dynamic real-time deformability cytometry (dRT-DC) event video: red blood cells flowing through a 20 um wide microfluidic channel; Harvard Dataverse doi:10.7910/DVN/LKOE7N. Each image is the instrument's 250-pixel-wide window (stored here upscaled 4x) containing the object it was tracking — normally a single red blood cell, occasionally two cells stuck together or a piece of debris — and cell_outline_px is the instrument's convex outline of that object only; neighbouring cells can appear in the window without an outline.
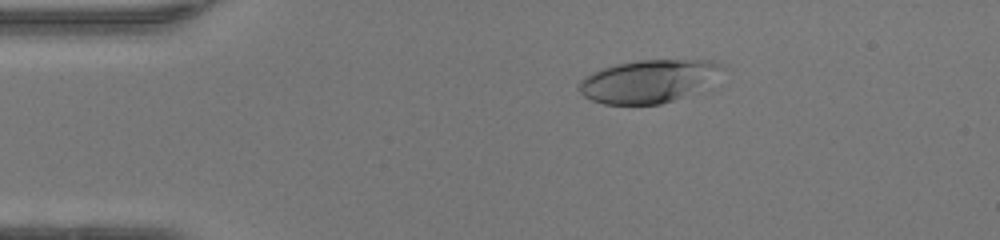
{"species": "human", "species_latin": "Homo sapiens", "temperature_condition": "warm", "stored_images_in_passage": 48, "camera_frame_rate_fps": 3000, "um_per_image_px": 0.085, "donor": {"sex": "female"}, "frame": {"image": 1, "passage_image": 9, "time_ms": 2.667, "image_size_px": [1000, 240], "cell_outline_px": [[724, 68], [704, 84], [684, 96], [660, 104], [604, 104], [592, 100], [584, 96], [580, 92], [576, 84], [584, 76], [592, 72], [616, 64], [636, 60], [712, 60], [720, 64]], "centroid_in_image_um": [55.0, 6.89], "position_along_channel_um": 30.0, "area_um2": 35.08}}
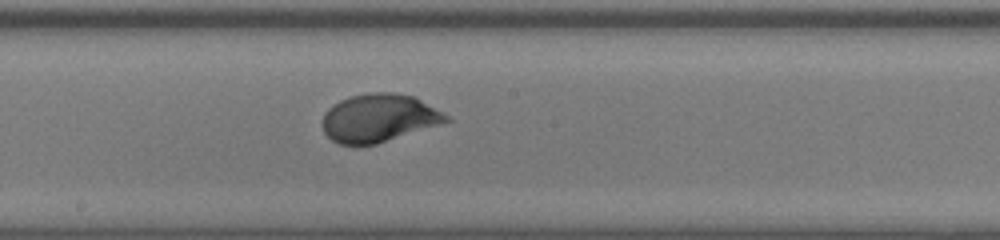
{"frame": {"image": 2, "passage_image": 26, "time_ms": 8.333, "image_size_px": [1000, 240], "cell_outline_px": [[452, 120], [376, 144], [340, 144], [332, 140], [324, 132], [320, 120], [324, 112], [328, 108], [340, 100], [348, 96], [368, 92], [392, 92], [416, 96], [448, 116]], "centroid_in_image_um": [32.16, 10.01], "position_along_channel_um": 216.0, "area_um2": 34.68}}
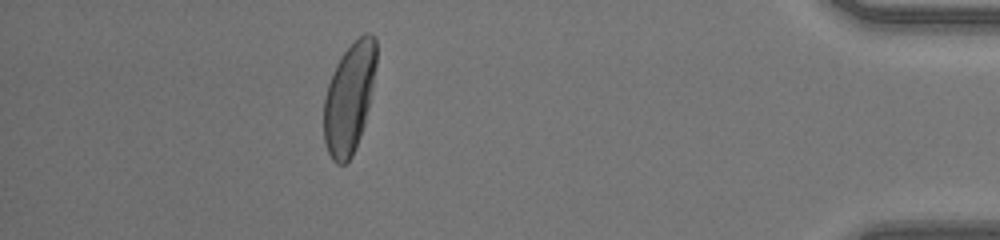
{"frame": {"image": 3, "passage_image": 43, "time_ms": 14.0, "image_size_px": [1000, 240], "cell_outline_px": [[376, 64], [368, 108], [364, 124], [360, 136], [352, 156], [344, 164], [336, 164], [332, 160], [324, 144], [324, 100], [328, 84], [336, 64], [340, 56], [364, 32], [368, 32], [376, 36]], "centroid_in_image_um": [29.68, 8.33], "position_along_channel_um": 405.5, "area_um2": 33.52}, "authors_computed_cell_mechanics": {"area_um2": 34.391, "velocity_mm_per_s": 4.2684, "shape_relaxation_time_tau1_ms": 2.9669, "shape_relaxation_time_tau2_ms": null, "deformation_change_tau1": 0.2024, "deformation_change_tau2": null}}